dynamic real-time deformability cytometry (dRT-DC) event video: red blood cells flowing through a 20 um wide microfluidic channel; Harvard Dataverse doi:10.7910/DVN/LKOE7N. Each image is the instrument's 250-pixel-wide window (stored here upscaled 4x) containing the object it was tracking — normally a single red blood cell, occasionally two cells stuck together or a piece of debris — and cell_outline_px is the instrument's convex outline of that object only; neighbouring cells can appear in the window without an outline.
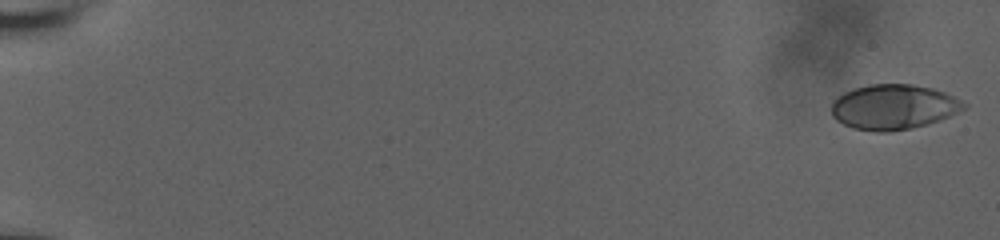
{"species": "human", "species_latin": "Homo sapiens", "temperature_condition": "room temperature", "stored_images_in_passage": 28, "camera_frame_rate_fps": 3000, "um_per_image_px": 0.085, "donor": {"sex": "male"}, "frame": {"image": 1, "passage_image": 2, "time_ms": 0.333, "image_size_px": [1000, 240], "cell_outline_px": [[968, 104], [964, 108], [940, 120], [928, 124], [912, 128], [888, 132], [876, 132], [856, 128], [844, 124], [836, 120], [832, 116], [832, 104], [844, 92], [868, 84], [912, 84], [932, 88], [944, 92]], "centroid_in_image_um": [75.95, 9.09], "position_along_channel_um": 9.0, "area_um2": 34.45}}
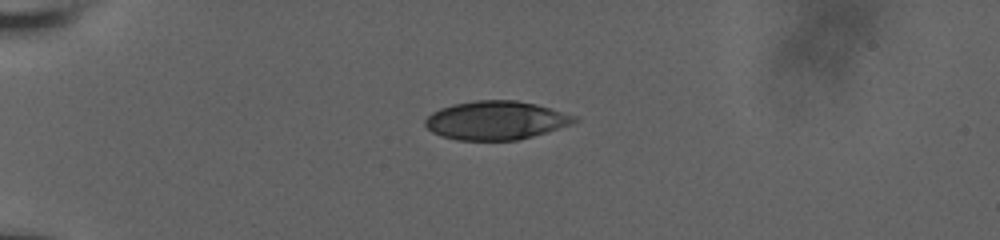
{"frame": {"image": 2, "passage_image": 27, "time_ms": 5.667, "image_size_px": [1000, 240], "cell_outline_px": [[580, 120], [532, 136], [516, 140], [456, 140], [440, 136], [432, 132], [424, 124], [424, 120], [432, 112], [440, 108], [452, 104], [476, 100], [516, 100], [536, 104], [576, 116]], "centroid_in_image_um": [42.09, 10.22], "position_along_channel_um": 42.9, "area_um2": 33.35}}